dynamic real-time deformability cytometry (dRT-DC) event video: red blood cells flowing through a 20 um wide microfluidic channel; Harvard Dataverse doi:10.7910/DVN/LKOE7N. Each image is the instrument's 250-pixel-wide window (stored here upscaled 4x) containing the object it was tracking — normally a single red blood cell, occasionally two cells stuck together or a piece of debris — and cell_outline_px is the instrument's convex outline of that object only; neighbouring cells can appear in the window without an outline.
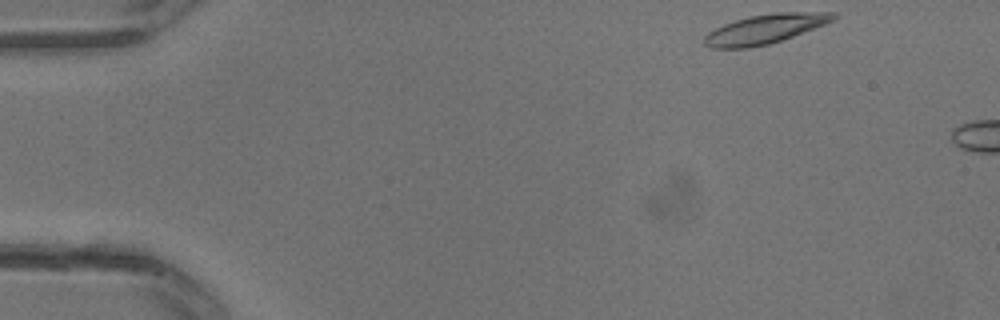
{"species": "common noctule bat (a hibernating species)", "species_latin": "Nyctalus noctula", "temperature_condition": "warm", "stored_images_in_passage": 5, "camera_frame_rate_fps": 3000, "um_per_image_px": 0.085, "animal": {"sex": "male", "body_mass_g": 13.3}, "frame": {"image": 1, "passage_image": 1, "time_ms": 0.0, "image_size_px": [1000, 320], "cell_outline_px": [[840, 16], [824, 24], [792, 36], [768, 44], [748, 48], [708, 48], [704, 44], [704, 36], [708, 32], [724, 24], [736, 20], [752, 16], [776, 12], [836, 12]], "centroid_in_image_um": [65.01, 2.46], "position_along_channel_um": 20.0, "area_um2": 21.79}}